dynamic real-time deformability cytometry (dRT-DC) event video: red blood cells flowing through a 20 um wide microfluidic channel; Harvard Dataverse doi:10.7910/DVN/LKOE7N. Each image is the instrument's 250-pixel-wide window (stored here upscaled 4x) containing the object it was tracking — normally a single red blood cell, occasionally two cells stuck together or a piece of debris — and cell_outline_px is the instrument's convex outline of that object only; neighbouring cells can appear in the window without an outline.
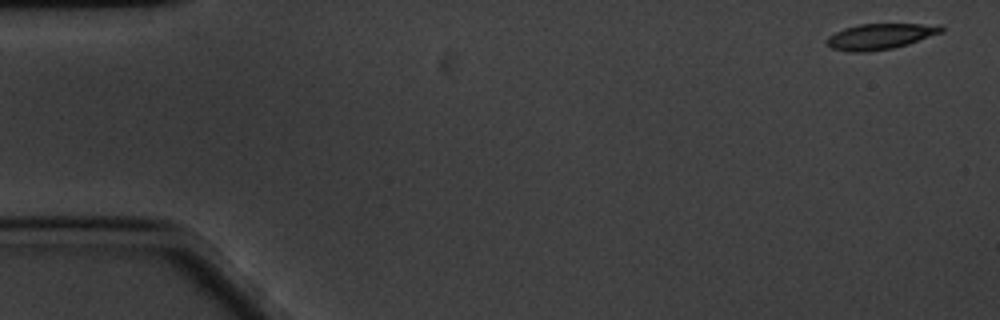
{"species": "common noctule bat (a hibernating species)", "species_latin": "Nyctalus noctula", "temperature_condition": "cold", "stored_images_in_passage": 59, "camera_frame_rate_fps": 3000, "um_per_image_px": 0.085, "animal": {"sex": "male", "body_mass_g": 20.1, "forearm_length_mm": 53.5}, "frame": {"image": 1, "passage_image": 1, "time_ms": 0.0, "image_size_px": [1000, 320], "cell_outline_px": [[944, 32], [908, 44], [892, 48], [868, 52], [848, 52], [832, 48], [824, 40], [828, 36], [844, 28], [860, 24], [940, 24], [944, 28]], "centroid_in_image_um": [74.83, 3.09], "position_along_channel_um": 10.2, "area_um2": 17.28}}
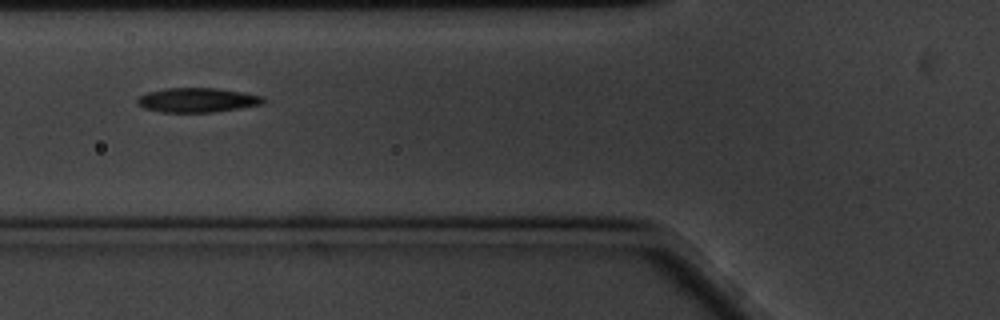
{"frame": {"image": 2, "passage_image": 21, "time_ms": 6.667, "image_size_px": [1000, 320], "cell_outline_px": [[264, 104], [240, 108], [212, 112], [160, 112], [144, 108], [136, 104], [136, 100], [140, 96], [148, 92], [164, 88], [216, 88], [240, 92], [260, 96], [264, 100]], "centroid_in_image_um": [16.71, 8.51], "position_along_channel_um": 109.1, "area_um2": 17.8}}
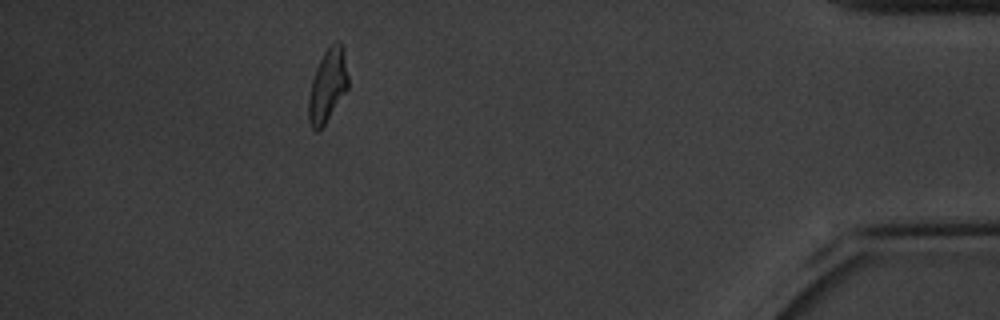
{"frame": {"image": 3, "passage_image": 53, "time_ms": 17.333, "image_size_px": [1000, 320], "cell_outline_px": [[348, 88], [324, 124], [316, 132], [312, 128], [308, 120], [308, 96], [312, 80], [316, 68], [324, 52], [336, 40], [340, 40], [344, 44], [348, 76]], "centroid_in_image_um": [27.86, 7.22], "position_along_channel_um": 407.3, "area_um2": 16.88}, "authors_computed_cell_mechanics": {"area_um2": 17.5712, "velocity_mm_per_s": 3.2944, "shape_relaxation_time_tau1_ms": 6.1705, "shape_relaxation_time_tau2_ms": 3.4144, "deformation_change_tau1": 0.1808, "deformation_change_tau2": 0.0919}}